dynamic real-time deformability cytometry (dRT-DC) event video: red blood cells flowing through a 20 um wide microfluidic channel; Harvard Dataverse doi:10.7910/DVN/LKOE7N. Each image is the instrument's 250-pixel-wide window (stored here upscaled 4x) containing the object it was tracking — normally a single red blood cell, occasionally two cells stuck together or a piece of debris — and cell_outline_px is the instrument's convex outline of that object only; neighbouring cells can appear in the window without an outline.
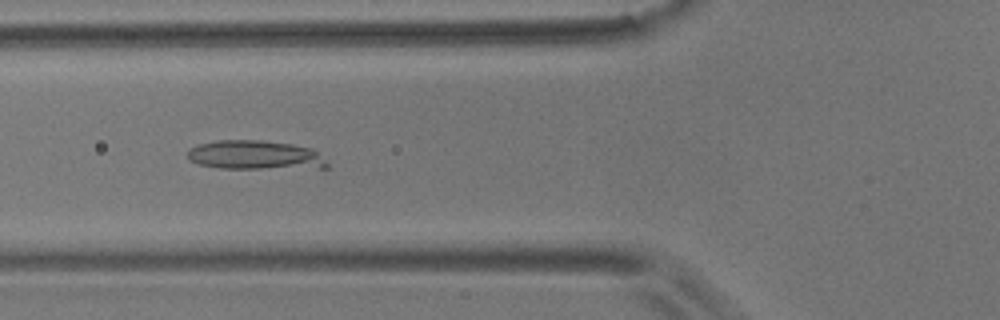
{"species": "common noctule bat (a hibernating species)", "species_latin": "Nyctalus noctula", "temperature_condition": "room temperature", "stored_images_in_passage": 40, "camera_frame_rate_fps": 3000, "um_per_image_px": 0.085, "animal": {"sex": "male", "body_mass_g": 17.9}, "frame": {"image": 1, "passage_image": 4, "time_ms": 1.0, "image_size_px": [1000, 320], "cell_outline_px": [[328, 168], [220, 168], [196, 164], [188, 160], [188, 152], [196, 144], [216, 140], [260, 140], [292, 144], [312, 148], [328, 164]], "centroid_in_image_um": [21.65, 13.18], "position_along_channel_um": 104.2, "area_um2": 23.7}}
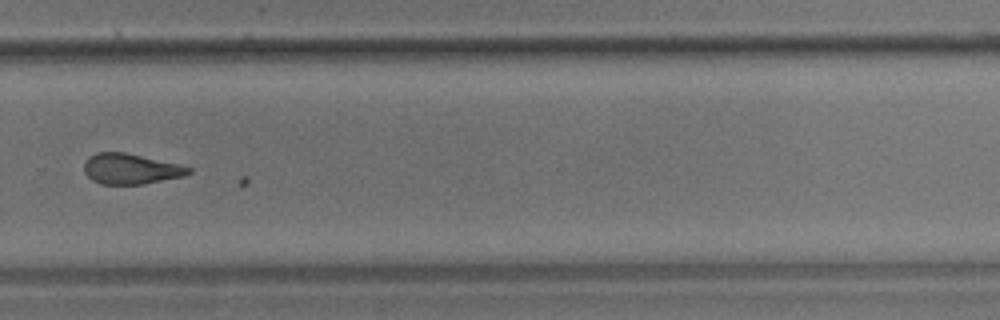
{"frame": {"image": 2, "passage_image": 22, "time_ms": 7.0, "image_size_px": [1000, 320], "cell_outline_px": [[192, 172], [184, 176], [144, 184], [100, 184], [92, 180], [84, 172], [84, 160], [88, 156], [96, 152], [124, 152], [176, 164], [192, 168]], "centroid_in_image_um": [11.06, 14.36], "position_along_channel_um": 318.7, "area_um2": 18.5}}
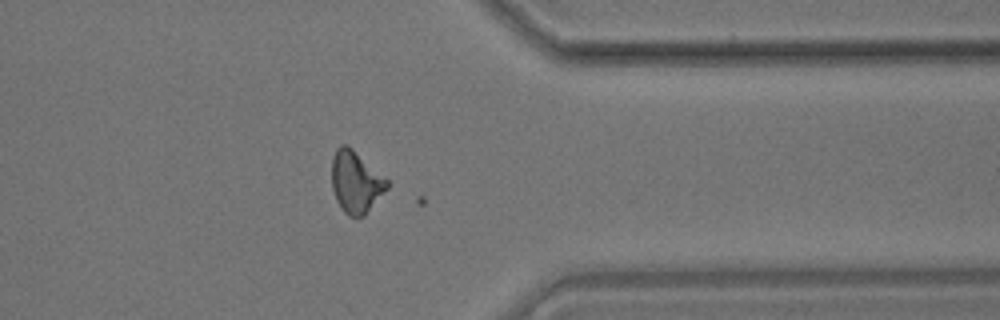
{"frame": {"image": 3, "passage_image": 28, "time_ms": 9.0, "image_size_px": [1000, 320], "cell_outline_px": [[388, 188], [364, 216], [348, 216], [344, 212], [336, 200], [332, 188], [332, 156], [336, 148], [340, 144], [348, 144], [388, 180]], "centroid_in_image_um": [30.23, 15.45], "position_along_channel_um": 381.2, "area_um2": 19.94}}